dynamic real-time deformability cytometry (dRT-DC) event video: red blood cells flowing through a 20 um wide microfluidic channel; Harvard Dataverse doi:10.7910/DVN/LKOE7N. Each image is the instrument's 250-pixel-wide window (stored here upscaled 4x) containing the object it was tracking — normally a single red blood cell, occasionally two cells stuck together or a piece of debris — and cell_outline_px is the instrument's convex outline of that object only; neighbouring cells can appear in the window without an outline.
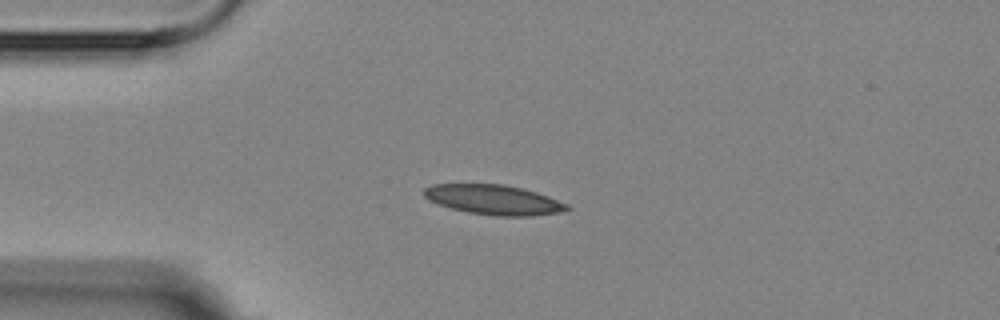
{"species": "Egyptian fruit bat (a non-hibernating species)", "species_latin": "Rousettus aegyptiacus", "temperature_condition": "room temperature", "stored_images_in_passage": 5, "camera_frame_rate_fps": 3000, "um_per_image_px": 0.085, "animal": {"sex": "female"}, "frame": {"image": 1, "passage_image": 3, "time_ms": 2.333, "image_size_px": [1000, 320], "cell_outline_px": [[572, 208], [560, 212], [532, 216], [496, 216], [468, 212], [452, 208], [428, 200], [424, 196], [424, 188], [432, 184], [504, 184], [524, 188], [548, 196], [568, 204]], "centroid_in_image_um": [41.99, 16.97], "position_along_channel_um": 43.0, "area_um2": 24.85}}
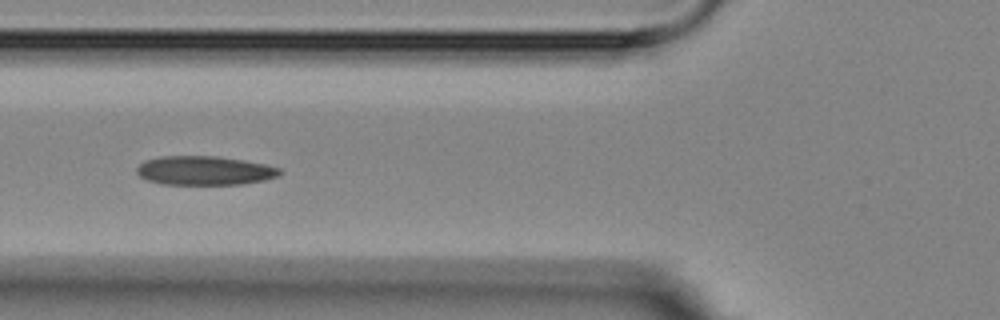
{"frame": {"image": 2, "passage_image": 5, "time_ms": 4.667, "image_size_px": [1000, 320], "cell_outline_px": [[280, 172], [276, 176], [264, 180], [244, 184], [164, 184], [148, 180], [140, 176], [136, 172], [136, 168], [144, 160], [160, 156], [216, 156], [244, 160], [264, 164], [280, 168]], "centroid_in_image_um": [17.35, 14.49], "position_along_channel_um": 108.4, "area_um2": 24.04}}